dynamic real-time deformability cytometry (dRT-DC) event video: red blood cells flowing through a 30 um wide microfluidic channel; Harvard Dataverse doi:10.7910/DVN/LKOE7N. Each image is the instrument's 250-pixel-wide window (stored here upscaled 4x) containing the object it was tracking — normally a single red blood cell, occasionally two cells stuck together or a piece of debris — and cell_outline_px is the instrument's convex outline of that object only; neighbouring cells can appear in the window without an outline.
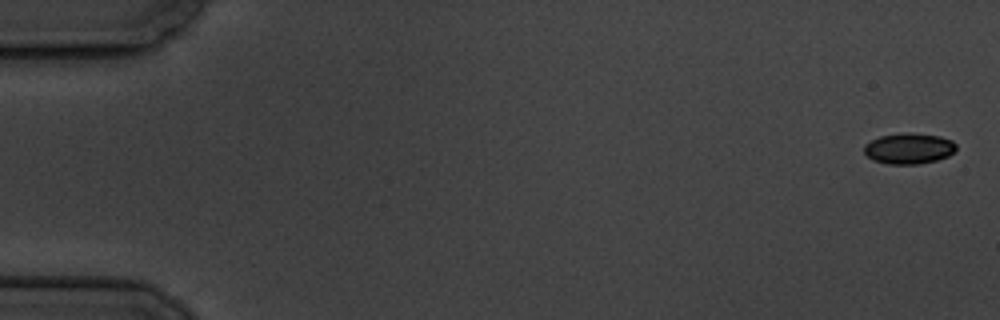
{"species": "common noctule bat (a hibernating species)", "species_latin": "Nyctalus noctula", "temperature_condition": "cold", "stored_images_in_passage": 4, "camera_frame_rate_fps": 3000, "um_per_image_px": 0.085, "animal": {"sex": "male", "body_mass_g": 19.5, "forearm_length_mm": 54.6}, "frame": {"image": 1, "passage_image": 1, "time_ms": 0.0, "image_size_px": [1000, 320], "cell_outline_px": [[956, 148], [948, 156], [936, 160], [916, 164], [888, 164], [872, 160], [864, 152], [864, 144], [880, 136], [912, 132], [940, 136], [952, 140], [956, 144]], "centroid_in_image_um": [77.25, 12.62], "position_along_channel_um": 7.8, "area_um2": 16.47}}